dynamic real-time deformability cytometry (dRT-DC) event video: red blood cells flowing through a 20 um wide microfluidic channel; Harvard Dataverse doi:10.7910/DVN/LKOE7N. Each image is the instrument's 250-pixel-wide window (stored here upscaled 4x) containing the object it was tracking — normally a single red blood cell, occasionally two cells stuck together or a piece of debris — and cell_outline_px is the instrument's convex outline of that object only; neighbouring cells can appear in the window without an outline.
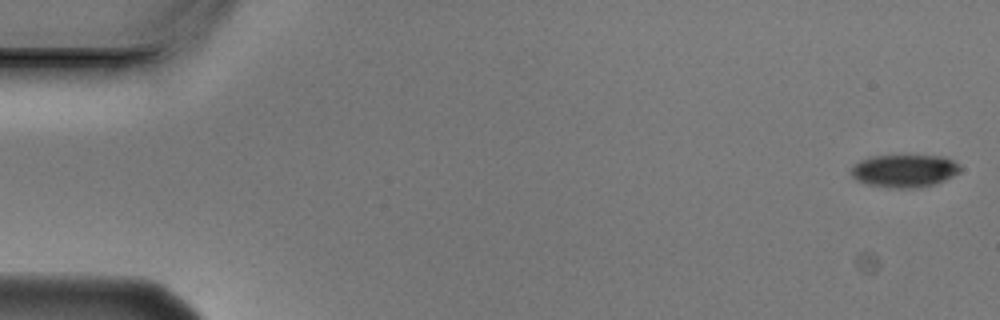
{"species": "Egyptian fruit bat (a non-hibernating species)", "species_latin": "Rousettus aegyptiacus", "temperature_condition": "cold", "stored_images_in_passage": 6, "camera_frame_rate_fps": 3000, "um_per_image_px": 0.085, "animal": {"sex": "male"}, "frame": {"image": 1, "passage_image": 1, "time_ms": 0.0, "image_size_px": [1000, 320], "cell_outline_px": [[960, 172], [944, 180], [920, 188], [888, 188], [868, 184], [856, 180], [848, 172], [852, 164], [868, 156], [944, 156], [952, 160], [960, 168]], "centroid_in_image_um": [76.79, 14.52], "position_along_channel_um": 8.2, "area_um2": 20.92}}
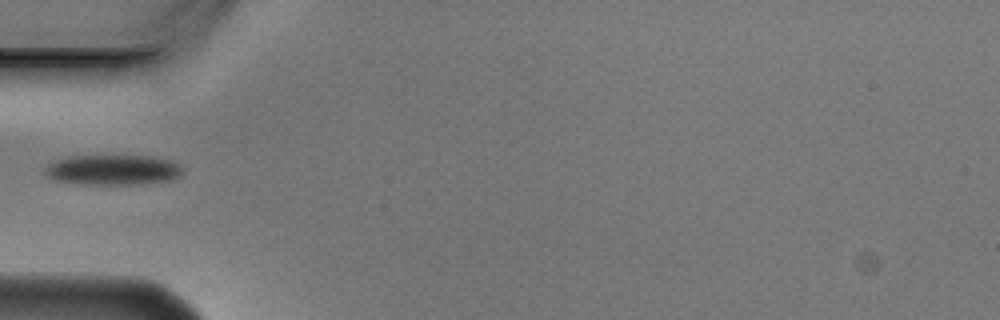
{"frame": {"image": 2, "passage_image": 5, "time_ms": 1.333, "image_size_px": [1000, 320], "cell_outline_px": [[184, 168], [180, 176], [172, 180], [144, 184], [80, 184], [52, 180], [44, 172], [44, 168], [48, 164], [64, 156], [156, 156], [172, 160], [180, 164]], "centroid_in_image_um": [9.63, 14.44], "position_along_channel_um": 75.4, "area_um2": 24.74}}
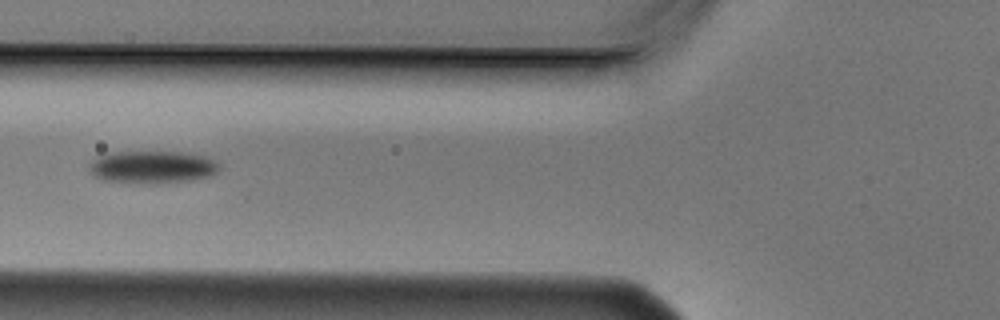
{"frame": {"image": 3, "passage_image": 6, "time_ms": 1.667, "image_size_px": [1000, 320], "cell_outline_px": [[220, 168], [212, 176], [192, 180], [156, 184], [140, 184], [104, 180], [96, 176], [88, 168], [88, 164], [96, 156], [108, 152], [188, 152], [204, 156], [216, 160], [220, 164]], "centroid_in_image_um": [12.96, 14.2], "position_along_channel_um": 112.8, "area_um2": 25.2}}